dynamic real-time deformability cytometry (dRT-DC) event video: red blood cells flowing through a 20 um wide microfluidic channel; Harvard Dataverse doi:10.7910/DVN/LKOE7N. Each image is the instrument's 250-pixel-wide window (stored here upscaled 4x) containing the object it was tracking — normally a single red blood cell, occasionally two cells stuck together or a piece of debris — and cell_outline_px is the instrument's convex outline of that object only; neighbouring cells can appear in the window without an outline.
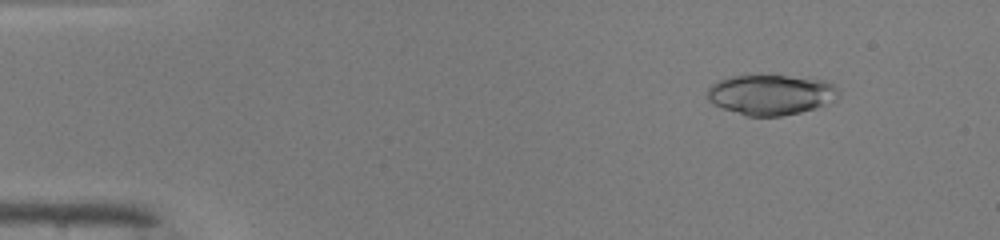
{"species": "common noctule bat (a hibernating species)", "species_latin": "Nyctalus noctula", "temperature_condition": "warm", "stored_images_in_passage": 49, "camera_frame_rate_fps": 3000, "um_per_image_px": 0.085, "animal": {"sex": "male", "body_mass_g": 19.0, "forearm_length_mm": 50.8}, "frame": {"image": 1, "passage_image": 6, "time_ms": 1.667, "image_size_px": [1000, 240], "cell_outline_px": [[836, 92], [824, 104], [800, 112], [780, 116], [748, 116], [724, 108], [708, 100], [708, 88], [712, 84], [720, 80], [732, 76], [788, 76], [824, 80], [832, 84], [836, 88]], "centroid_in_image_um": [65.44, 8.04], "position_along_channel_um": 19.6, "area_um2": 29.71}}
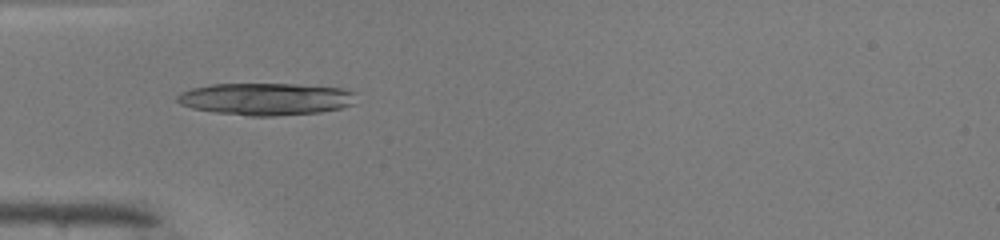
{"frame": {"image": 2, "passage_image": 16, "time_ms": 5.0, "image_size_px": [1000, 240], "cell_outline_px": [[356, 92], [352, 104], [340, 108], [320, 112], [272, 116], [252, 116], [216, 112], [192, 108], [180, 104], [176, 100], [176, 96], [180, 92], [192, 88], [212, 84], [296, 84], [340, 88]], "centroid_in_image_um": [22.57, 8.41], "position_along_channel_um": 62.4, "area_um2": 33.41}}
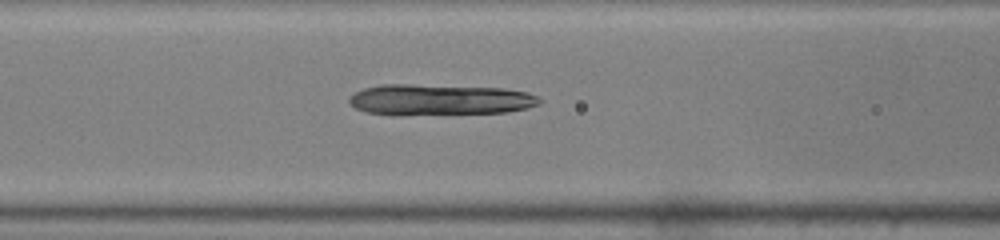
{"frame": {"image": 3, "passage_image": 21, "time_ms": 6.667, "image_size_px": [1000, 240], "cell_outline_px": [[540, 104], [528, 108], [508, 112], [368, 112], [356, 108], [348, 104], [348, 100], [356, 92], [364, 88], [380, 84], [412, 84], [504, 88], [528, 92], [536, 96], [540, 100]], "centroid_in_image_um": [37.44, 8.42], "position_along_channel_um": 129.2, "area_um2": 32.89}}